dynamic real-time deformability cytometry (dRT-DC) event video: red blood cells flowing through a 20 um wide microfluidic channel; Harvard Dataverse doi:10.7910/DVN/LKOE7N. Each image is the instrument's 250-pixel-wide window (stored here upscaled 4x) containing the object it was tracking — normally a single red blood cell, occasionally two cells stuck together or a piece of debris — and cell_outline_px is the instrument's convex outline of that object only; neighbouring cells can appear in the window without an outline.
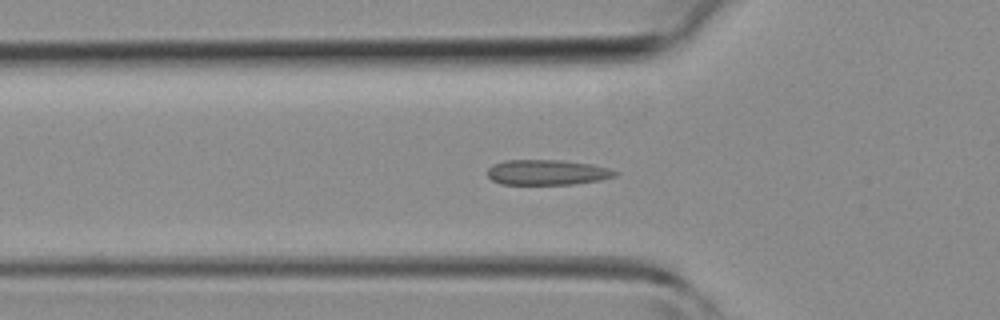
{"species": "common noctule bat (a hibernating species)", "species_latin": "Nyctalus noctula", "temperature_condition": "room temperature", "stored_images_in_passage": 24, "camera_frame_rate_fps": 3000, "um_per_image_px": 0.085, "animal": {"sex": "female", "body_mass_g": 19.3, "forearm_length_mm": 54.1}, "frame": {"image": 1, "passage_image": 9, "time_ms": 2.667, "image_size_px": [1000, 320], "cell_outline_px": [[620, 172], [616, 176], [600, 180], [572, 184], [500, 184], [492, 180], [488, 176], [488, 168], [492, 164], [504, 160], [564, 160], [592, 164], [608, 168]], "centroid_in_image_um": [46.51, 14.64], "position_along_channel_um": 79.3, "area_um2": 18.9}}
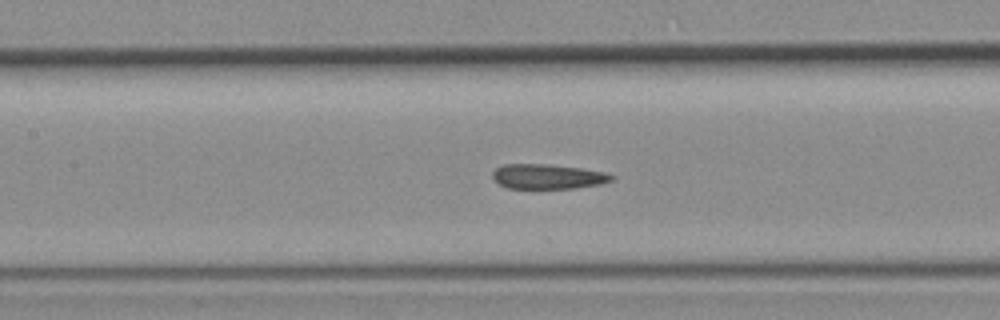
{"frame": {"image": 2, "passage_image": 14, "time_ms": 4.333, "image_size_px": [1000, 320], "cell_outline_px": [[616, 176], [612, 180], [600, 184], [576, 188], [508, 188], [500, 184], [492, 176], [492, 172], [496, 168], [504, 164], [544, 164], [580, 168], [604, 172]], "centroid_in_image_um": [46.57, 15.0], "position_along_channel_um": 160.8, "area_um2": 17.05}}
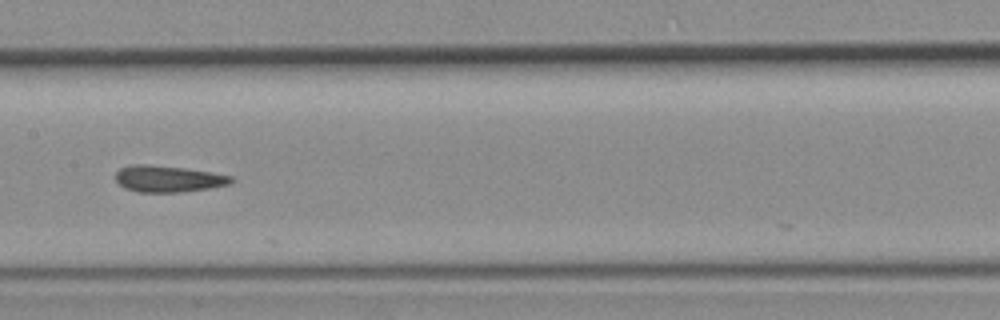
{"frame": {"image": 3, "passage_image": 16, "time_ms": 5.0, "image_size_px": [1000, 320], "cell_outline_px": [[236, 180], [232, 184], [208, 188], [180, 192], [140, 192], [124, 188], [116, 180], [116, 172], [120, 168], [132, 164], [144, 164], [184, 168], [212, 172], [232, 176]], "centroid_in_image_um": [14.32, 15.2], "position_along_channel_um": 193.1, "area_um2": 17.86}}